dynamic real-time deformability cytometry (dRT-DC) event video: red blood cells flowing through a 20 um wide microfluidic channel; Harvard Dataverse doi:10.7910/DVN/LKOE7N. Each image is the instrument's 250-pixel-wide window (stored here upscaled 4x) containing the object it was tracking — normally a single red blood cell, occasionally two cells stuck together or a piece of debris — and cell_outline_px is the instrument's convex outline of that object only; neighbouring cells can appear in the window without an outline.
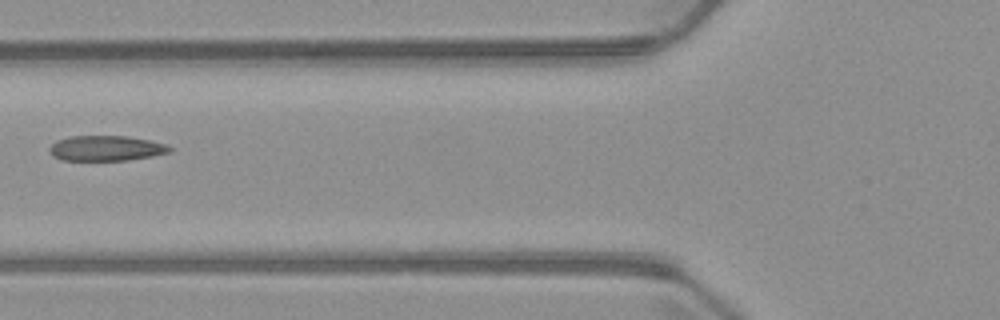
{"species": "common noctule bat (a hibernating species)", "species_latin": "Nyctalus noctula", "temperature_condition": "warm", "stored_images_in_passage": 5, "camera_frame_rate_fps": 3000, "um_per_image_px": 0.085, "animal": {"sex": "male", "body_mass_g": 23.1, "forearm_length_mm": 52.7}, "frame": {"image": 1, "passage_image": 5, "time_ms": 6.333, "image_size_px": [1000, 320], "cell_outline_px": [[172, 152], [152, 156], [128, 160], [64, 160], [52, 156], [48, 152], [48, 148], [56, 140], [68, 136], [128, 136], [168, 144], [172, 148]], "centroid_in_image_um": [9.01, 12.6], "position_along_channel_um": 116.8, "area_um2": 17.86}}